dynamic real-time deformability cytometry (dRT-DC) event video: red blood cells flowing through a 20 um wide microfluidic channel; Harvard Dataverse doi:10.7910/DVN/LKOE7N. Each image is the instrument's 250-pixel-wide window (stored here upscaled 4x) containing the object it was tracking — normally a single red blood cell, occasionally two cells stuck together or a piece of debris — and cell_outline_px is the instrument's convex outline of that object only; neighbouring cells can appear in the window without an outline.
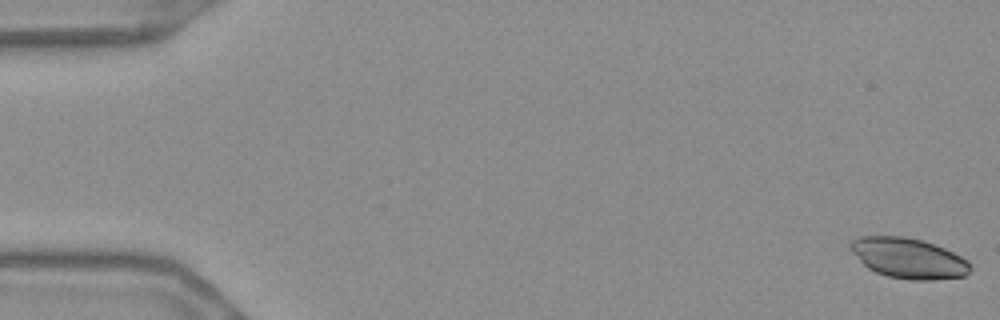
{"species": "Egyptian fruit bat (a non-hibernating species)", "species_latin": "Rousettus aegyptiacus", "temperature_condition": "warm", "stored_images_in_passage": 56, "camera_frame_rate_fps": 3000, "um_per_image_px": 0.085, "frame": {"image": 1, "passage_image": 1, "time_ms": 0.0, "image_size_px": [1000, 320], "cell_outline_px": [[972, 268], [964, 276], [932, 280], [912, 280], [888, 276], [876, 272], [868, 268], [848, 248], [848, 244], [852, 240], [860, 236], [904, 236], [924, 240], [944, 248], [968, 260]], "centroid_in_image_um": [77.21, 21.93], "position_along_channel_um": 7.8, "area_um2": 28.21}}
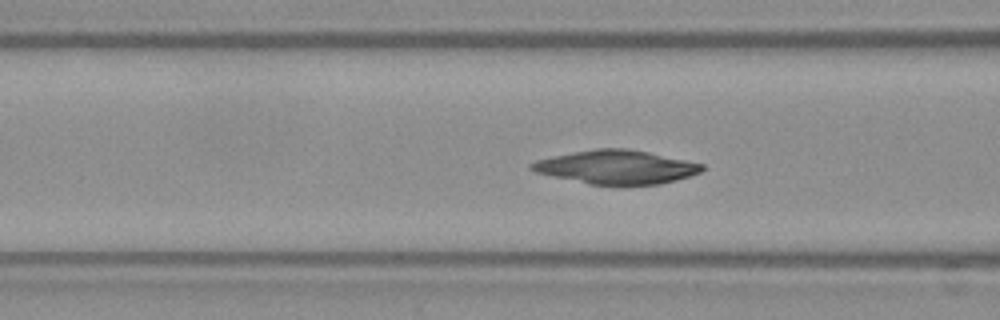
{"frame": {"image": 2, "passage_image": 22, "time_ms": 7.0, "image_size_px": [1000, 320], "cell_outline_px": [[704, 168], [700, 172], [676, 180], [660, 184], [624, 188], [620, 188], [588, 184], [536, 172], [528, 168], [528, 164], [536, 160], [552, 156], [572, 152], [596, 148], [628, 148], [648, 152], [704, 164]], "centroid_in_image_um": [52.38, 14.24], "position_along_channel_um": 114.2, "area_um2": 34.28}}
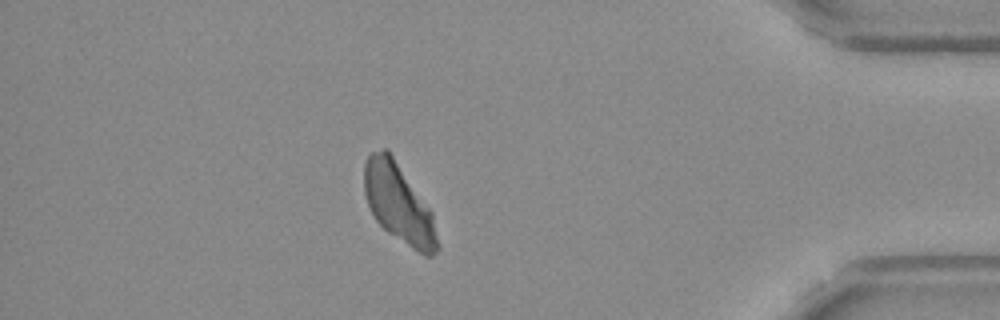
{"frame": {"image": 3, "passage_image": 49, "time_ms": 16.0, "image_size_px": [1000, 320], "cell_outline_px": [[440, 248], [432, 256], [424, 256], [388, 232], [376, 220], [368, 204], [364, 192], [364, 164], [368, 156], [372, 152], [384, 148], [388, 148], [432, 212], [440, 244]], "centroid_in_image_um": [33.91, 17.3], "position_along_channel_um": 401.3, "area_um2": 33.64}}